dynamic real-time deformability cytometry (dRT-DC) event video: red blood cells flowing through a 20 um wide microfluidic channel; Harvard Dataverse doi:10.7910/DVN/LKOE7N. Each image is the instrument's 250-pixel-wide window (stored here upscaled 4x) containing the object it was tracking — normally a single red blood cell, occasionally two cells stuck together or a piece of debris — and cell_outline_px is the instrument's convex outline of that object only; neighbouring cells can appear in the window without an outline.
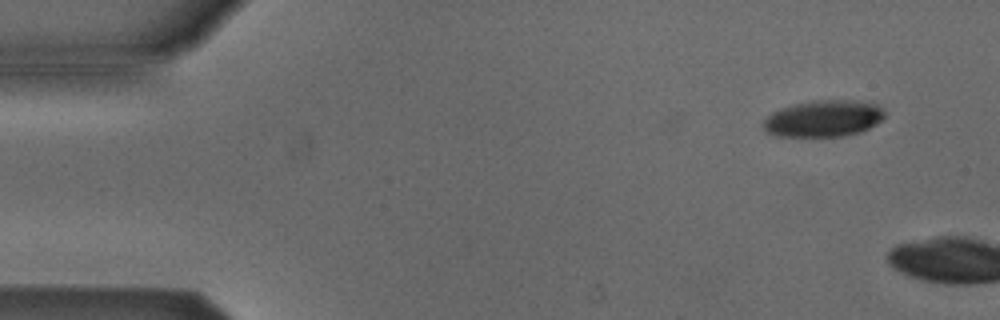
{"species": "Egyptian fruit bat (a non-hibernating species)", "species_latin": "Rousettus aegyptiacus", "temperature_condition": "cold", "stored_images_in_passage": 4, "camera_frame_rate_fps": 3000, "um_per_image_px": 0.085, "animal": {"sex": "male"}, "frame": {"image": 1, "passage_image": 2, "time_ms": 2.333, "image_size_px": [1000, 320], "cell_outline_px": [[884, 116], [876, 124], [860, 132], [844, 136], [776, 136], [768, 132], [764, 128], [764, 120], [772, 112], [780, 108], [812, 100], [868, 100], [884, 108]], "centroid_in_image_um": [70.04, 10.06], "position_along_channel_um": 15.0, "area_um2": 25.95}}